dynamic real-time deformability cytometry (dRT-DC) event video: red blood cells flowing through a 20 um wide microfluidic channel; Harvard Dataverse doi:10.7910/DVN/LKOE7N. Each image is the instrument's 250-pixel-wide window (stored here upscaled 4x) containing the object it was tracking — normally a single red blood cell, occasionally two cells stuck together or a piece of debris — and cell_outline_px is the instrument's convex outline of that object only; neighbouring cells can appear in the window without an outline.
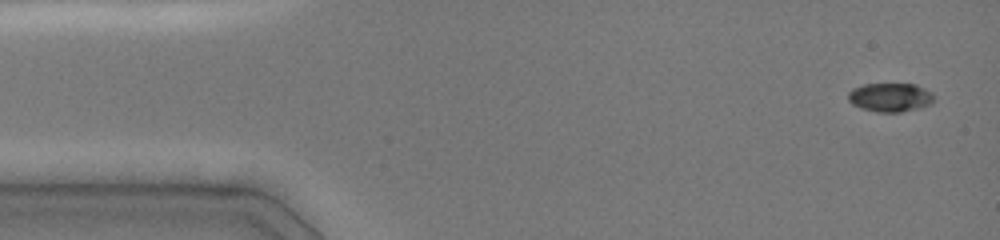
{"species": "common noctule bat (a hibernating species)", "species_latin": "Nyctalus noctula", "temperature_condition": "cold", "stored_images_in_passage": 54, "camera_frame_rate_fps": 3000, "um_per_image_px": 0.085, "animal": {"sex": "female", "body_mass_g": 19.0, "forearm_length_mm": 51.5}, "frame": {"image": 1, "passage_image": 1, "time_ms": 0.0, "image_size_px": [1000, 240], "cell_outline_px": [[936, 96], [932, 104], [900, 112], [876, 112], [860, 108], [852, 104], [848, 100], [848, 92], [852, 88], [864, 84], [916, 84], [932, 92]], "centroid_in_image_um": [75.67, 8.27], "position_along_channel_um": 9.3, "area_um2": 14.57}}
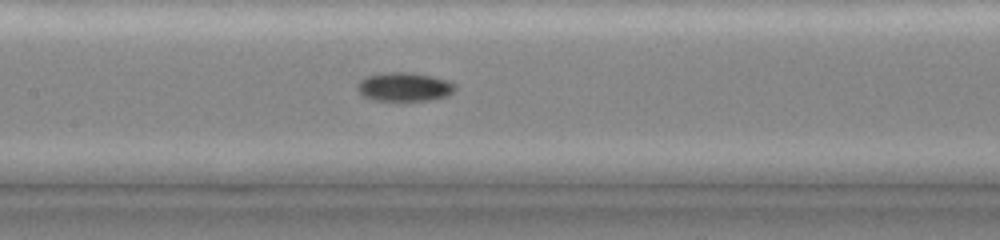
{"frame": {"image": 2, "passage_image": 24, "time_ms": 6.667, "image_size_px": [1000, 240], "cell_outline_px": [[456, 88], [448, 96], [428, 100], [372, 100], [364, 96], [356, 88], [356, 84], [364, 76], [384, 72], [408, 72], [432, 76], [456, 84]], "centroid_in_image_um": [34.33, 7.37], "position_along_channel_um": 173.1, "area_um2": 16.42}}
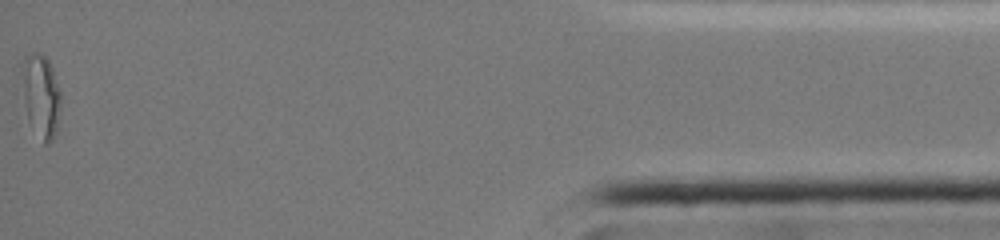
{"frame": {"image": 3, "passage_image": 53, "time_ms": 15.0, "image_size_px": [1000, 240], "cell_outline_px": [[60, 108], [56, 128], [48, 144], [44, 144], [28, 120], [24, 100], [24, 60], [32, 52], [40, 52], [48, 60], [52, 68], [60, 92]], "centroid_in_image_um": [3.51, 8.14], "position_along_channel_um": 431.7, "area_um2": 17.92}, "authors_computed_cell_mechanics": {"area_um2": 15.4904, "velocity_mm_per_s": 4.0738, "shape_relaxation_time_tau1_ms": 6.8536, "shape_relaxation_time_tau2_ms": 4.331, "deformation_change_tau1": 0.1817, "deformation_change_tau2": 0.0614}}